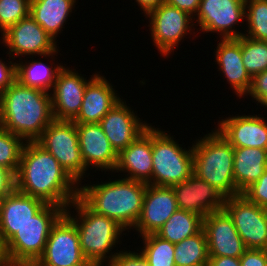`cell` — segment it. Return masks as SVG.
<instances>
[{
	"instance_id": "cell-1",
	"label": "cell",
	"mask_w": 267,
	"mask_h": 266,
	"mask_svg": "<svg viewBox=\"0 0 267 266\" xmlns=\"http://www.w3.org/2000/svg\"><path fill=\"white\" fill-rule=\"evenodd\" d=\"M21 153L15 189L59 207L70 208L79 197V186L57 159L37 142H25Z\"/></svg>"
},
{
	"instance_id": "cell-2",
	"label": "cell",
	"mask_w": 267,
	"mask_h": 266,
	"mask_svg": "<svg viewBox=\"0 0 267 266\" xmlns=\"http://www.w3.org/2000/svg\"><path fill=\"white\" fill-rule=\"evenodd\" d=\"M49 94L15 80L0 93V126L26 142H36L54 120Z\"/></svg>"
},
{
	"instance_id": "cell-3",
	"label": "cell",
	"mask_w": 267,
	"mask_h": 266,
	"mask_svg": "<svg viewBox=\"0 0 267 266\" xmlns=\"http://www.w3.org/2000/svg\"><path fill=\"white\" fill-rule=\"evenodd\" d=\"M146 185L126 178L86 184L79 187V198L95 213L111 218L126 230L133 229L142 212Z\"/></svg>"
},
{
	"instance_id": "cell-4",
	"label": "cell",
	"mask_w": 267,
	"mask_h": 266,
	"mask_svg": "<svg viewBox=\"0 0 267 266\" xmlns=\"http://www.w3.org/2000/svg\"><path fill=\"white\" fill-rule=\"evenodd\" d=\"M214 131L192 145L193 173L226 198L240 195L234 182V147L217 130Z\"/></svg>"
},
{
	"instance_id": "cell-5",
	"label": "cell",
	"mask_w": 267,
	"mask_h": 266,
	"mask_svg": "<svg viewBox=\"0 0 267 266\" xmlns=\"http://www.w3.org/2000/svg\"><path fill=\"white\" fill-rule=\"evenodd\" d=\"M70 206L76 208L78 217L71 216L69 208H66L65 214L76 225L80 248L85 258L102 265L103 262L109 261V264L117 255V253L110 254L109 252L116 247V242L118 244V239L125 229L111 218L95 213L79 197ZM107 254L110 255L107 256Z\"/></svg>"
},
{
	"instance_id": "cell-6",
	"label": "cell",
	"mask_w": 267,
	"mask_h": 266,
	"mask_svg": "<svg viewBox=\"0 0 267 266\" xmlns=\"http://www.w3.org/2000/svg\"><path fill=\"white\" fill-rule=\"evenodd\" d=\"M65 213L63 207L46 204L6 243L11 265L32 266L43 254L52 226Z\"/></svg>"
},
{
	"instance_id": "cell-7",
	"label": "cell",
	"mask_w": 267,
	"mask_h": 266,
	"mask_svg": "<svg viewBox=\"0 0 267 266\" xmlns=\"http://www.w3.org/2000/svg\"><path fill=\"white\" fill-rule=\"evenodd\" d=\"M158 129L152 127V185L172 187L193 174V149H182Z\"/></svg>"
},
{
	"instance_id": "cell-8",
	"label": "cell",
	"mask_w": 267,
	"mask_h": 266,
	"mask_svg": "<svg viewBox=\"0 0 267 266\" xmlns=\"http://www.w3.org/2000/svg\"><path fill=\"white\" fill-rule=\"evenodd\" d=\"M36 142L57 159L79 186L86 166L81 156L76 123L67 120H53L43 130L41 137Z\"/></svg>"
},
{
	"instance_id": "cell-9",
	"label": "cell",
	"mask_w": 267,
	"mask_h": 266,
	"mask_svg": "<svg viewBox=\"0 0 267 266\" xmlns=\"http://www.w3.org/2000/svg\"><path fill=\"white\" fill-rule=\"evenodd\" d=\"M86 260L76 225L64 213L52 226L43 254L32 266H77Z\"/></svg>"
},
{
	"instance_id": "cell-10",
	"label": "cell",
	"mask_w": 267,
	"mask_h": 266,
	"mask_svg": "<svg viewBox=\"0 0 267 266\" xmlns=\"http://www.w3.org/2000/svg\"><path fill=\"white\" fill-rule=\"evenodd\" d=\"M223 209L232 218L247 249L267 250V217L264 208L240 194L226 198Z\"/></svg>"
},
{
	"instance_id": "cell-11",
	"label": "cell",
	"mask_w": 267,
	"mask_h": 266,
	"mask_svg": "<svg viewBox=\"0 0 267 266\" xmlns=\"http://www.w3.org/2000/svg\"><path fill=\"white\" fill-rule=\"evenodd\" d=\"M3 42L8 46L9 56L40 55L53 57L57 54V43L31 16L21 19L2 33ZM12 55V56H11Z\"/></svg>"
},
{
	"instance_id": "cell-12",
	"label": "cell",
	"mask_w": 267,
	"mask_h": 266,
	"mask_svg": "<svg viewBox=\"0 0 267 266\" xmlns=\"http://www.w3.org/2000/svg\"><path fill=\"white\" fill-rule=\"evenodd\" d=\"M147 16L150 20L149 25H151L154 45L162 56L169 55L174 50V46H178V42L185 34L192 31L191 27L195 25L193 23L194 15L191 17L189 13L167 3H162Z\"/></svg>"
},
{
	"instance_id": "cell-13",
	"label": "cell",
	"mask_w": 267,
	"mask_h": 266,
	"mask_svg": "<svg viewBox=\"0 0 267 266\" xmlns=\"http://www.w3.org/2000/svg\"><path fill=\"white\" fill-rule=\"evenodd\" d=\"M245 0H201L196 22L202 32H218L222 39L244 35L232 29L245 19Z\"/></svg>"
},
{
	"instance_id": "cell-14",
	"label": "cell",
	"mask_w": 267,
	"mask_h": 266,
	"mask_svg": "<svg viewBox=\"0 0 267 266\" xmlns=\"http://www.w3.org/2000/svg\"><path fill=\"white\" fill-rule=\"evenodd\" d=\"M178 208L202 218L224 208L226 197L194 173L185 181L172 186Z\"/></svg>"
},
{
	"instance_id": "cell-15",
	"label": "cell",
	"mask_w": 267,
	"mask_h": 266,
	"mask_svg": "<svg viewBox=\"0 0 267 266\" xmlns=\"http://www.w3.org/2000/svg\"><path fill=\"white\" fill-rule=\"evenodd\" d=\"M209 257L240 258L247 249L232 218L224 210L209 213L203 218Z\"/></svg>"
},
{
	"instance_id": "cell-16",
	"label": "cell",
	"mask_w": 267,
	"mask_h": 266,
	"mask_svg": "<svg viewBox=\"0 0 267 266\" xmlns=\"http://www.w3.org/2000/svg\"><path fill=\"white\" fill-rule=\"evenodd\" d=\"M90 80L62 65L50 93L54 120L72 121L78 115Z\"/></svg>"
},
{
	"instance_id": "cell-17",
	"label": "cell",
	"mask_w": 267,
	"mask_h": 266,
	"mask_svg": "<svg viewBox=\"0 0 267 266\" xmlns=\"http://www.w3.org/2000/svg\"><path fill=\"white\" fill-rule=\"evenodd\" d=\"M178 209L172 187L147 184L142 212L134 229L140 236L156 233Z\"/></svg>"
},
{
	"instance_id": "cell-18",
	"label": "cell",
	"mask_w": 267,
	"mask_h": 266,
	"mask_svg": "<svg viewBox=\"0 0 267 266\" xmlns=\"http://www.w3.org/2000/svg\"><path fill=\"white\" fill-rule=\"evenodd\" d=\"M131 111L126 101L120 100L99 123L117 154L149 127Z\"/></svg>"
},
{
	"instance_id": "cell-19",
	"label": "cell",
	"mask_w": 267,
	"mask_h": 266,
	"mask_svg": "<svg viewBox=\"0 0 267 266\" xmlns=\"http://www.w3.org/2000/svg\"><path fill=\"white\" fill-rule=\"evenodd\" d=\"M78 142L86 170L90 165L114 171L118 154L112 148L99 123H76Z\"/></svg>"
},
{
	"instance_id": "cell-20",
	"label": "cell",
	"mask_w": 267,
	"mask_h": 266,
	"mask_svg": "<svg viewBox=\"0 0 267 266\" xmlns=\"http://www.w3.org/2000/svg\"><path fill=\"white\" fill-rule=\"evenodd\" d=\"M115 171L126 172V179L152 185V126L150 125L132 143L118 154Z\"/></svg>"
},
{
	"instance_id": "cell-21",
	"label": "cell",
	"mask_w": 267,
	"mask_h": 266,
	"mask_svg": "<svg viewBox=\"0 0 267 266\" xmlns=\"http://www.w3.org/2000/svg\"><path fill=\"white\" fill-rule=\"evenodd\" d=\"M46 203L16 189L0 200V234L6 243L18 230L32 220Z\"/></svg>"
},
{
	"instance_id": "cell-22",
	"label": "cell",
	"mask_w": 267,
	"mask_h": 266,
	"mask_svg": "<svg viewBox=\"0 0 267 266\" xmlns=\"http://www.w3.org/2000/svg\"><path fill=\"white\" fill-rule=\"evenodd\" d=\"M219 122L217 131L234 148L267 149V123L264 118L257 115H238L226 117Z\"/></svg>"
},
{
	"instance_id": "cell-23",
	"label": "cell",
	"mask_w": 267,
	"mask_h": 266,
	"mask_svg": "<svg viewBox=\"0 0 267 266\" xmlns=\"http://www.w3.org/2000/svg\"><path fill=\"white\" fill-rule=\"evenodd\" d=\"M113 86L99 74H94L84 91L82 105L75 123H100L101 119L121 100Z\"/></svg>"
},
{
	"instance_id": "cell-24",
	"label": "cell",
	"mask_w": 267,
	"mask_h": 266,
	"mask_svg": "<svg viewBox=\"0 0 267 266\" xmlns=\"http://www.w3.org/2000/svg\"><path fill=\"white\" fill-rule=\"evenodd\" d=\"M216 62L220 71L241 98L250 90L252 78L247 73L242 62L241 37L221 39L216 48Z\"/></svg>"
},
{
	"instance_id": "cell-25",
	"label": "cell",
	"mask_w": 267,
	"mask_h": 266,
	"mask_svg": "<svg viewBox=\"0 0 267 266\" xmlns=\"http://www.w3.org/2000/svg\"><path fill=\"white\" fill-rule=\"evenodd\" d=\"M267 169V149L234 148L233 174L237 191L242 194Z\"/></svg>"
},
{
	"instance_id": "cell-26",
	"label": "cell",
	"mask_w": 267,
	"mask_h": 266,
	"mask_svg": "<svg viewBox=\"0 0 267 266\" xmlns=\"http://www.w3.org/2000/svg\"><path fill=\"white\" fill-rule=\"evenodd\" d=\"M76 0H30V16L56 40Z\"/></svg>"
},
{
	"instance_id": "cell-27",
	"label": "cell",
	"mask_w": 267,
	"mask_h": 266,
	"mask_svg": "<svg viewBox=\"0 0 267 266\" xmlns=\"http://www.w3.org/2000/svg\"><path fill=\"white\" fill-rule=\"evenodd\" d=\"M203 228V218L195 213L178 209L155 233L164 240L179 243L197 234Z\"/></svg>"
},
{
	"instance_id": "cell-28",
	"label": "cell",
	"mask_w": 267,
	"mask_h": 266,
	"mask_svg": "<svg viewBox=\"0 0 267 266\" xmlns=\"http://www.w3.org/2000/svg\"><path fill=\"white\" fill-rule=\"evenodd\" d=\"M61 65L46 66L41 61L16 63V80L22 85L48 92L53 89ZM50 89V90H49Z\"/></svg>"
},
{
	"instance_id": "cell-29",
	"label": "cell",
	"mask_w": 267,
	"mask_h": 266,
	"mask_svg": "<svg viewBox=\"0 0 267 266\" xmlns=\"http://www.w3.org/2000/svg\"><path fill=\"white\" fill-rule=\"evenodd\" d=\"M176 266H207L209 252L203 228L195 235L175 244Z\"/></svg>"
},
{
	"instance_id": "cell-30",
	"label": "cell",
	"mask_w": 267,
	"mask_h": 266,
	"mask_svg": "<svg viewBox=\"0 0 267 266\" xmlns=\"http://www.w3.org/2000/svg\"><path fill=\"white\" fill-rule=\"evenodd\" d=\"M144 249L142 255L149 266H176L174 261L175 244L162 239L155 233L142 236Z\"/></svg>"
},
{
	"instance_id": "cell-31",
	"label": "cell",
	"mask_w": 267,
	"mask_h": 266,
	"mask_svg": "<svg viewBox=\"0 0 267 266\" xmlns=\"http://www.w3.org/2000/svg\"><path fill=\"white\" fill-rule=\"evenodd\" d=\"M242 62L247 73L253 78L267 70V41L241 36Z\"/></svg>"
},
{
	"instance_id": "cell-32",
	"label": "cell",
	"mask_w": 267,
	"mask_h": 266,
	"mask_svg": "<svg viewBox=\"0 0 267 266\" xmlns=\"http://www.w3.org/2000/svg\"><path fill=\"white\" fill-rule=\"evenodd\" d=\"M245 10L248 30L244 36L267 41V0H245Z\"/></svg>"
},
{
	"instance_id": "cell-33",
	"label": "cell",
	"mask_w": 267,
	"mask_h": 266,
	"mask_svg": "<svg viewBox=\"0 0 267 266\" xmlns=\"http://www.w3.org/2000/svg\"><path fill=\"white\" fill-rule=\"evenodd\" d=\"M24 142L18 135L0 126V166L7 168L14 175L19 169Z\"/></svg>"
},
{
	"instance_id": "cell-34",
	"label": "cell",
	"mask_w": 267,
	"mask_h": 266,
	"mask_svg": "<svg viewBox=\"0 0 267 266\" xmlns=\"http://www.w3.org/2000/svg\"><path fill=\"white\" fill-rule=\"evenodd\" d=\"M30 13V0H0V30L5 32Z\"/></svg>"
},
{
	"instance_id": "cell-35",
	"label": "cell",
	"mask_w": 267,
	"mask_h": 266,
	"mask_svg": "<svg viewBox=\"0 0 267 266\" xmlns=\"http://www.w3.org/2000/svg\"><path fill=\"white\" fill-rule=\"evenodd\" d=\"M250 202L267 208V169L263 175L242 193Z\"/></svg>"
},
{
	"instance_id": "cell-36",
	"label": "cell",
	"mask_w": 267,
	"mask_h": 266,
	"mask_svg": "<svg viewBox=\"0 0 267 266\" xmlns=\"http://www.w3.org/2000/svg\"><path fill=\"white\" fill-rule=\"evenodd\" d=\"M108 266H149L142 253L119 251Z\"/></svg>"
},
{
	"instance_id": "cell-37",
	"label": "cell",
	"mask_w": 267,
	"mask_h": 266,
	"mask_svg": "<svg viewBox=\"0 0 267 266\" xmlns=\"http://www.w3.org/2000/svg\"><path fill=\"white\" fill-rule=\"evenodd\" d=\"M240 263L241 266H267V250L246 249Z\"/></svg>"
},
{
	"instance_id": "cell-38",
	"label": "cell",
	"mask_w": 267,
	"mask_h": 266,
	"mask_svg": "<svg viewBox=\"0 0 267 266\" xmlns=\"http://www.w3.org/2000/svg\"><path fill=\"white\" fill-rule=\"evenodd\" d=\"M267 93V70L258 73L252 78L249 92L252 99L259 101Z\"/></svg>"
},
{
	"instance_id": "cell-39",
	"label": "cell",
	"mask_w": 267,
	"mask_h": 266,
	"mask_svg": "<svg viewBox=\"0 0 267 266\" xmlns=\"http://www.w3.org/2000/svg\"><path fill=\"white\" fill-rule=\"evenodd\" d=\"M4 64L0 59V93L7 89L16 80V63Z\"/></svg>"
},
{
	"instance_id": "cell-40",
	"label": "cell",
	"mask_w": 267,
	"mask_h": 266,
	"mask_svg": "<svg viewBox=\"0 0 267 266\" xmlns=\"http://www.w3.org/2000/svg\"><path fill=\"white\" fill-rule=\"evenodd\" d=\"M15 189V175L5 167L0 166V200Z\"/></svg>"
},
{
	"instance_id": "cell-41",
	"label": "cell",
	"mask_w": 267,
	"mask_h": 266,
	"mask_svg": "<svg viewBox=\"0 0 267 266\" xmlns=\"http://www.w3.org/2000/svg\"><path fill=\"white\" fill-rule=\"evenodd\" d=\"M200 1L201 0H165V3L177 7L178 9L189 13L191 16L194 14L196 17Z\"/></svg>"
},
{
	"instance_id": "cell-42",
	"label": "cell",
	"mask_w": 267,
	"mask_h": 266,
	"mask_svg": "<svg viewBox=\"0 0 267 266\" xmlns=\"http://www.w3.org/2000/svg\"><path fill=\"white\" fill-rule=\"evenodd\" d=\"M207 266H241L240 258L234 257H209Z\"/></svg>"
},
{
	"instance_id": "cell-43",
	"label": "cell",
	"mask_w": 267,
	"mask_h": 266,
	"mask_svg": "<svg viewBox=\"0 0 267 266\" xmlns=\"http://www.w3.org/2000/svg\"><path fill=\"white\" fill-rule=\"evenodd\" d=\"M138 6L144 11L145 16L156 10L165 0H136Z\"/></svg>"
},
{
	"instance_id": "cell-44",
	"label": "cell",
	"mask_w": 267,
	"mask_h": 266,
	"mask_svg": "<svg viewBox=\"0 0 267 266\" xmlns=\"http://www.w3.org/2000/svg\"><path fill=\"white\" fill-rule=\"evenodd\" d=\"M0 266H11L7 256L6 246L2 239L1 234H0Z\"/></svg>"
},
{
	"instance_id": "cell-45",
	"label": "cell",
	"mask_w": 267,
	"mask_h": 266,
	"mask_svg": "<svg viewBox=\"0 0 267 266\" xmlns=\"http://www.w3.org/2000/svg\"><path fill=\"white\" fill-rule=\"evenodd\" d=\"M77 266H103L101 263L91 261V260H86L85 262L77 265Z\"/></svg>"
},
{
	"instance_id": "cell-46",
	"label": "cell",
	"mask_w": 267,
	"mask_h": 266,
	"mask_svg": "<svg viewBox=\"0 0 267 266\" xmlns=\"http://www.w3.org/2000/svg\"><path fill=\"white\" fill-rule=\"evenodd\" d=\"M258 103L267 107V93L258 101Z\"/></svg>"
}]
</instances>
